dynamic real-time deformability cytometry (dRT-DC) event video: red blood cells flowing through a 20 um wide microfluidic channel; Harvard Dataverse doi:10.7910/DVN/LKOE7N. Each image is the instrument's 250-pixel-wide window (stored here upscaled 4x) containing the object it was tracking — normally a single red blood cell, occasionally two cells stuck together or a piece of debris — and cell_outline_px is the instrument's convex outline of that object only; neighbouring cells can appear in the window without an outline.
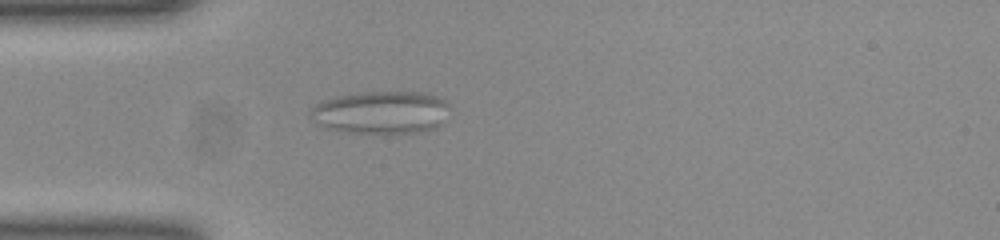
{"species": "common noctule bat (a hibernating species)", "species_latin": "Nyctalus noctula", "temperature_condition": "room temperature", "stored_images_in_passage": 45, "camera_frame_rate_fps": 3000, "um_per_image_px": 0.085, "animal": {"sex": "female", "body_mass_g": 23.0, "forearm_length_mm": 53.4}, "frame": {"image": 1, "passage_image": 6, "time_ms": 1.667, "image_size_px": [1000, 240], "cell_outline_px": [[448, 104], [444, 120], [436, 128], [412, 132], [348, 132], [328, 128], [320, 124], [308, 112], [320, 100], [360, 92], [428, 92], [444, 100]], "centroid_in_image_um": [32.4, 9.52], "position_along_channel_um": 52.6, "area_um2": 34.1}}
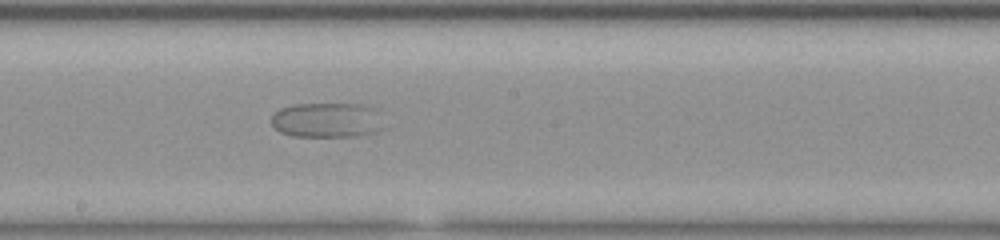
{"frame": {"image": 2, "passage_image": 20, "time_ms": 6.333, "image_size_px": [1000, 240], "cell_outline_px": [[388, 128], [376, 132], [352, 136], [296, 136], [280, 132], [272, 124], [272, 112], [280, 108], [296, 104], [364, 104], [380, 108]], "centroid_in_image_um": [27.94, 10.19], "position_along_channel_um": 220.3, "area_um2": 23.64}}
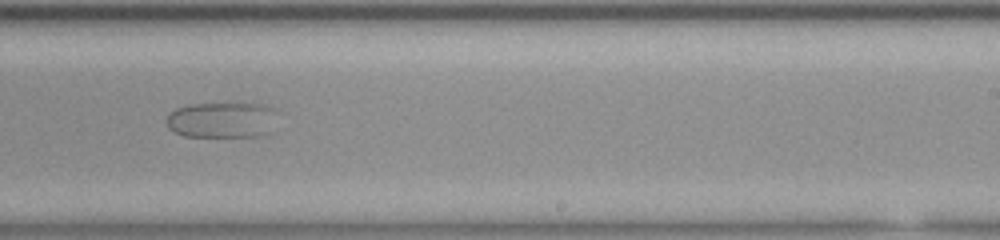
{"frame": {"image": 3, "passage_image": 24, "time_ms": 7.667, "image_size_px": [1000, 240], "cell_outline_px": [[280, 112], [272, 132], [260, 136], [184, 136], [168, 128], [168, 112], [176, 108], [188, 104], [260, 104], [276, 108]], "centroid_in_image_um": [18.96, 10.19], "position_along_channel_um": 270.0, "area_um2": 23.52}}